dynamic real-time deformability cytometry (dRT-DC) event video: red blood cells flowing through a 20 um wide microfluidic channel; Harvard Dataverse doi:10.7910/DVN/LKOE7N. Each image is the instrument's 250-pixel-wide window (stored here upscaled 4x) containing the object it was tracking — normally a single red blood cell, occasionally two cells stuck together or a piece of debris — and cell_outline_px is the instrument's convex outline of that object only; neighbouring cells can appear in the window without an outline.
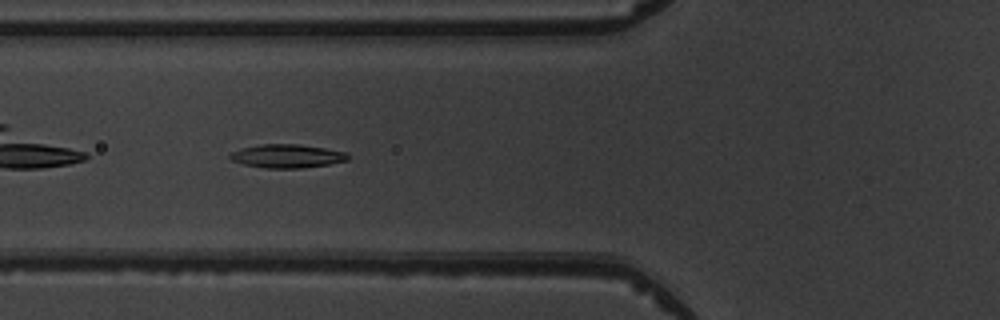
{"species": "common noctule bat (a hibernating species)", "species_latin": "Nyctalus noctula", "temperature_condition": "warm", "stored_images_in_passage": 8, "camera_frame_rate_fps": 3000, "um_per_image_px": 0.085, "animal": {"sex": "male", "body_mass_g": 19.5, "forearm_length_mm": 54.6}, "frame": {"image": 1, "passage_image": 6, "time_ms": 6.667, "image_size_px": [1000, 320], "cell_outline_px": [[348, 160], [328, 164], [300, 168], [264, 168], [244, 164], [232, 160], [228, 156], [232, 152], [240, 148], [260, 144], [300, 144], [348, 152]], "centroid_in_image_um": [24.39, 13.26], "position_along_channel_um": 101.4, "area_um2": 16.13}}
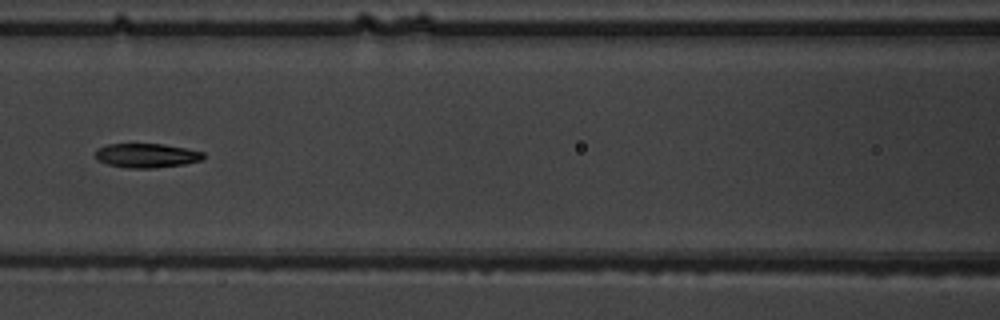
{"frame": {"image": 2, "passage_image": 7, "time_ms": 8.0, "image_size_px": [1000, 320], "cell_outline_px": [[204, 160], [184, 164], [152, 168], [128, 168], [108, 164], [96, 160], [96, 148], [108, 144], [164, 144], [204, 152]], "centroid_in_image_um": [12.46, 13.22], "position_along_channel_um": 154.1, "area_um2": 15.26}}
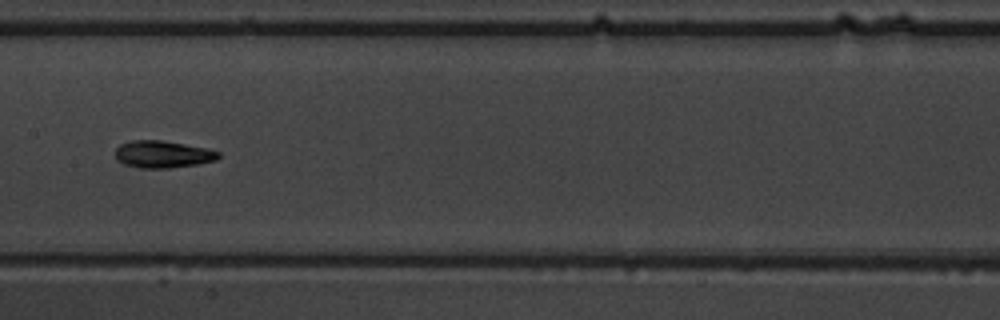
{"frame": {"image": 3, "passage_image": 8, "time_ms": 9.0, "image_size_px": [1000, 320], "cell_outline_px": [[220, 156], [216, 160], [196, 164], [168, 168], [140, 168], [124, 164], [116, 160], [116, 148], [120, 144], [132, 140], [160, 140], [208, 148], [220, 152]], "centroid_in_image_um": [13.82, 13.11], "position_along_channel_um": 193.6, "area_um2": 16.3}}